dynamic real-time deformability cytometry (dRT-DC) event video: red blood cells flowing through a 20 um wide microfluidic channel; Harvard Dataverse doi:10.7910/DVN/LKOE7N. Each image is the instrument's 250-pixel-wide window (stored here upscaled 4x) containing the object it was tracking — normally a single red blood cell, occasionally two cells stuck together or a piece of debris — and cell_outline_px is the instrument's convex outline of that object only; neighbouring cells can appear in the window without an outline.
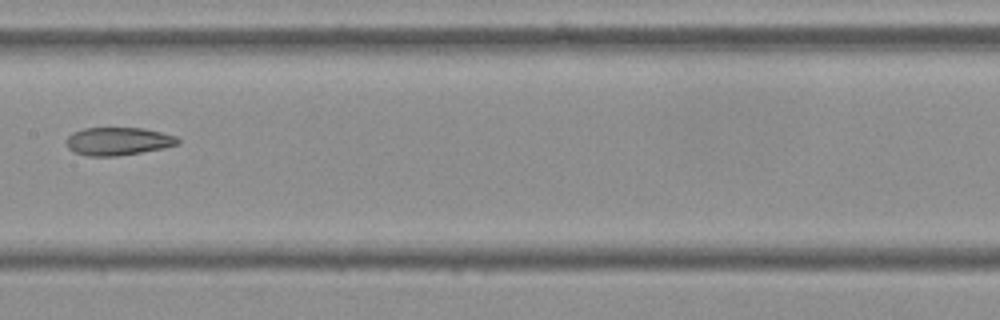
{"species": "Egyptian fruit bat (a non-hibernating species)", "species_latin": "Rousettus aegyptiacus", "temperature_condition": "cold", "stored_images_in_passage": 8, "camera_frame_rate_fps": 3000, "um_per_image_px": 0.085, "frame": {"image": 1, "passage_image": 8, "time_ms": 2.333, "image_size_px": [1000, 320], "cell_outline_px": [[180, 144], [164, 148], [116, 156], [88, 156], [72, 152], [68, 148], [68, 136], [72, 132], [84, 128], [144, 128], [176, 136], [180, 140]], "centroid_in_image_um": [10.05, 12.01], "position_along_channel_um": 197.4, "area_um2": 18.15}}